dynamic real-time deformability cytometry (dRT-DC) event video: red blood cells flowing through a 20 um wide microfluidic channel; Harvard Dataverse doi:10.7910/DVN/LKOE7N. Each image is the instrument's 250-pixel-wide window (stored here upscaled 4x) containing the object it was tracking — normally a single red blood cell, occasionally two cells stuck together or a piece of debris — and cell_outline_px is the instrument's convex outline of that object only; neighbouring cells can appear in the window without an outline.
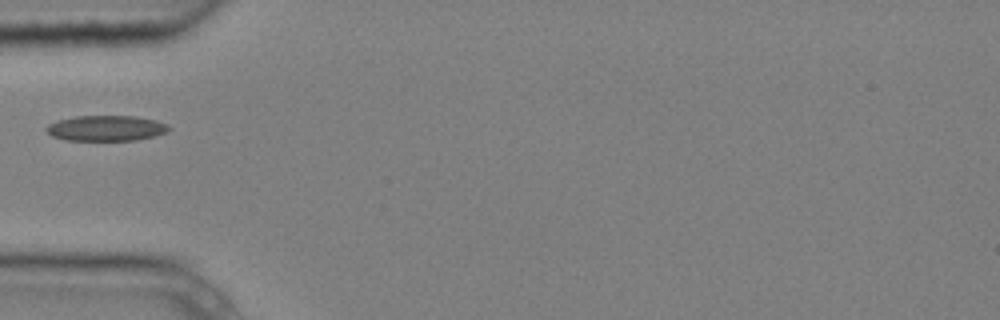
{"species": "common noctule bat (a hibernating species)", "species_latin": "Nyctalus noctula", "temperature_condition": "cold", "stored_images_in_passage": 2, "camera_frame_rate_fps": 3000, "um_per_image_px": 0.085, "animal": {"sex": "male", "body_mass_g": 20.4}, "frame": {"image": 1, "passage_image": 1, "time_ms": 0.0, "image_size_px": [1000, 320], "cell_outline_px": [[172, 128], [168, 132], [136, 140], [64, 140], [52, 136], [44, 128], [48, 124], [56, 120], [76, 116], [136, 116], [156, 120], [168, 124]], "centroid_in_image_um": [9.02, 10.89], "position_along_channel_um": 76.0, "area_um2": 18.32}}
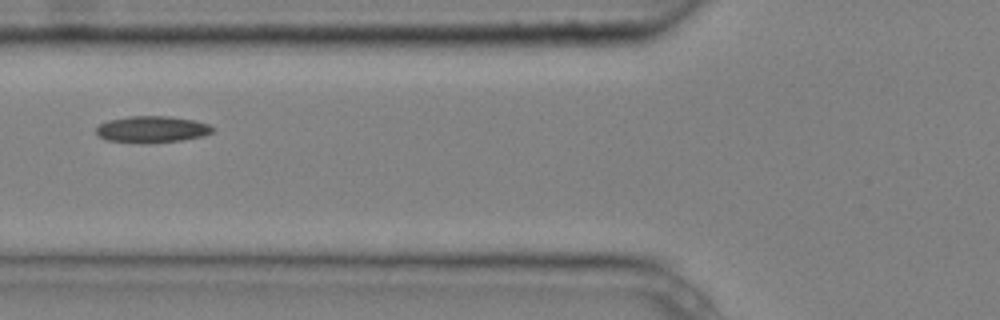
{"frame": {"image": 2, "passage_image": 2, "time_ms": 0.333, "image_size_px": [1000, 320], "cell_outline_px": [[216, 128], [212, 132], [204, 136], [180, 140], [104, 140], [96, 132], [96, 128], [100, 124], [108, 120], [128, 116], [168, 116], [192, 120], [208, 124]], "centroid_in_image_um": [12.95, 10.94], "position_along_channel_um": 112.8, "area_um2": 17.05}}